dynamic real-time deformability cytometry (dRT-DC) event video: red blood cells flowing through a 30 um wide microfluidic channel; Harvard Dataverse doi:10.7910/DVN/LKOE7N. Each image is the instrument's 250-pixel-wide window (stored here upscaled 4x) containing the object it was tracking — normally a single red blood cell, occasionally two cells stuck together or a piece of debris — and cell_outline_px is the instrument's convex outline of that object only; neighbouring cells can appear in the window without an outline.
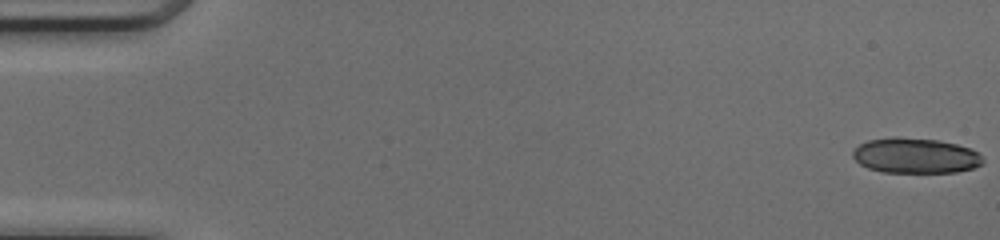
{"species": "common noctule bat (a hibernating species)", "species_latin": "Nyctalus noctula", "temperature_condition": "cold", "stored_images_in_passage": 51, "segment_of_instrument_passage": [1, 2], "camera_frame_rate_fps": 3000, "um_per_image_px": 0.085, "animal": {"sex": "female", "body_mass_g": 17.0, "forearm_length_mm": 48.0}, "frame": {"image": 1, "passage_image": 1, "time_ms": 0.0, "image_size_px": [1000, 240], "cell_outline_px": [[984, 164], [972, 168], [956, 172], [884, 172], [868, 168], [860, 164], [852, 156], [852, 152], [860, 144], [868, 140], [896, 136], [940, 140], [972, 148], [984, 160]], "centroid_in_image_um": [77.82, 13.22], "position_along_channel_um": 7.2, "area_um2": 26.82}}